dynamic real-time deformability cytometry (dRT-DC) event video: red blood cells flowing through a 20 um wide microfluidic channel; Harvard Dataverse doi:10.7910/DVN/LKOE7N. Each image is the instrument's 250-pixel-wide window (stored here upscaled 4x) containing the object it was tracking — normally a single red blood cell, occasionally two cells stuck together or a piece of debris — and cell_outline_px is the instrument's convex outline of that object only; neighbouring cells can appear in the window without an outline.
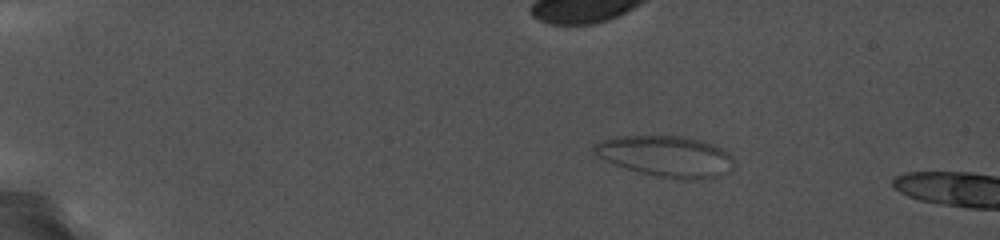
{"species": "common noctule bat (a hibernating species)", "species_latin": "Nyctalus noctula", "temperature_condition": "cold", "stored_images_in_passage": 36, "camera_frame_rate_fps": 5000, "um_per_image_px": 0.085, "animal": {"sex": "female", "body_mass_g": 19.0, "forearm_length_mm": 56.7}, "frame": {"image": 1, "passage_image": 24, "time_ms": 4.6, "image_size_px": [1000, 240], "cell_outline_px": [[736, 164], [728, 172], [720, 176], [708, 180], [676, 180], [656, 176], [640, 172], [604, 160], [596, 156], [592, 152], [592, 144], [596, 140], [608, 136], [696, 136], [708, 140], [732, 152], [736, 160]], "centroid_in_image_um": [56.7, 13.26], "position_along_channel_um": 28.3, "area_um2": 35.08}}